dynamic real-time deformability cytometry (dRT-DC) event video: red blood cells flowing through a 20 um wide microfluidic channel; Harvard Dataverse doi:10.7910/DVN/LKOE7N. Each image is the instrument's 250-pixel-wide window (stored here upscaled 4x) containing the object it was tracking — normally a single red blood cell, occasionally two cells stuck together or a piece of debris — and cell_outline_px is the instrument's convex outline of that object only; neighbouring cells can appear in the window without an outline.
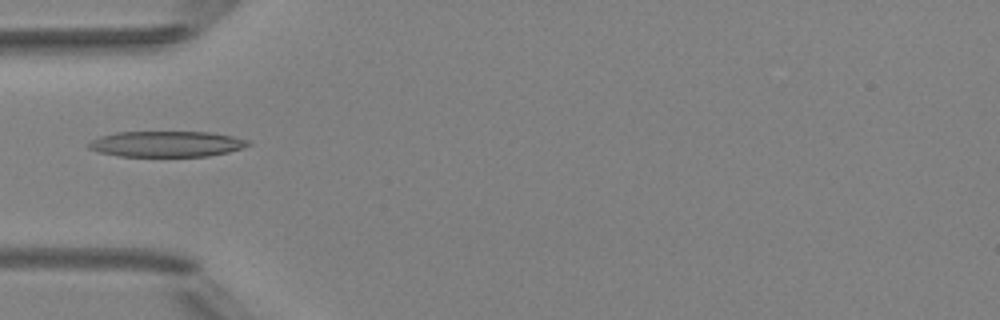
{"species": "Egyptian fruit bat (a non-hibernating species)", "species_latin": "Rousettus aegyptiacus", "temperature_condition": "room temperature", "stored_images_in_passage": 5, "camera_frame_rate_fps": 3000, "um_per_image_px": 0.085, "animal": {"sex": "female"}, "frame": {"image": 1, "passage_image": 5, "time_ms": 4.667, "image_size_px": [1000, 320], "cell_outline_px": [[252, 144], [228, 152], [208, 156], [120, 156], [100, 152], [88, 148], [84, 144], [100, 136], [116, 132], [208, 132], [232, 136], [252, 140]], "centroid_in_image_um": [14.15, 12.23], "position_along_channel_um": 70.8, "area_um2": 23.99}}